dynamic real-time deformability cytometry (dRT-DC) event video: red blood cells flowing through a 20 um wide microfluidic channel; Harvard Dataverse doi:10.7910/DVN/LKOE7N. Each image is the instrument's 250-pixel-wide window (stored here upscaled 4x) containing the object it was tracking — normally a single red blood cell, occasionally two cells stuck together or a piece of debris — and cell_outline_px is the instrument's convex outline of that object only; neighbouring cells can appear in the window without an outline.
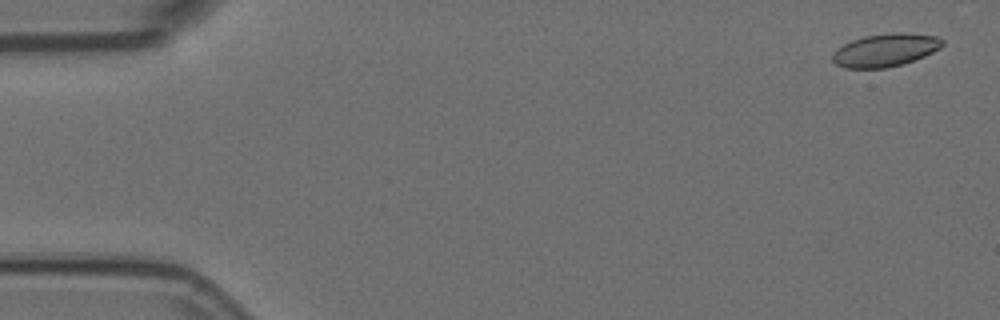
{"species": "Egyptian fruit bat (a non-hibernating species)", "species_latin": "Rousettus aegyptiacus", "temperature_condition": "room temperature", "stored_images_in_passage": 56, "camera_frame_rate_fps": 3000, "um_per_image_px": 0.085, "animal": {"sex": "female"}, "frame": {"image": 1, "passage_image": 2, "time_ms": 0.333, "image_size_px": [1000, 320], "cell_outline_px": [[944, 44], [940, 48], [924, 56], [904, 64], [884, 68], [844, 68], [836, 64], [832, 60], [832, 52], [836, 48], [852, 40], [864, 36], [896, 32], [900, 32], [940, 36], [944, 40]], "centroid_in_image_um": [75.26, 4.25], "position_along_channel_um": 9.7, "area_um2": 21.27}}
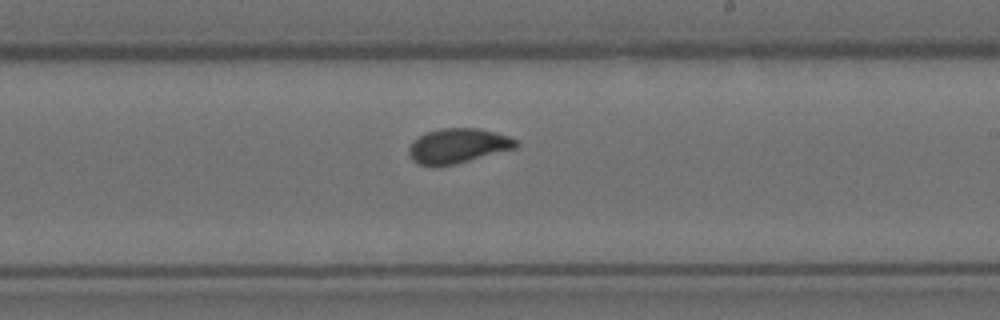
{"frame": {"image": 2, "passage_image": 33, "time_ms": 10.667, "image_size_px": [1000, 320], "cell_outline_px": [[520, 144], [516, 148], [456, 164], [436, 168], [420, 164], [412, 160], [408, 152], [408, 148], [412, 140], [428, 132], [440, 128], [476, 128], [496, 132], [508, 136], [516, 140]], "centroid_in_image_um": [38.9, 12.41], "position_along_channel_um": 250.1, "area_um2": 21.96}}
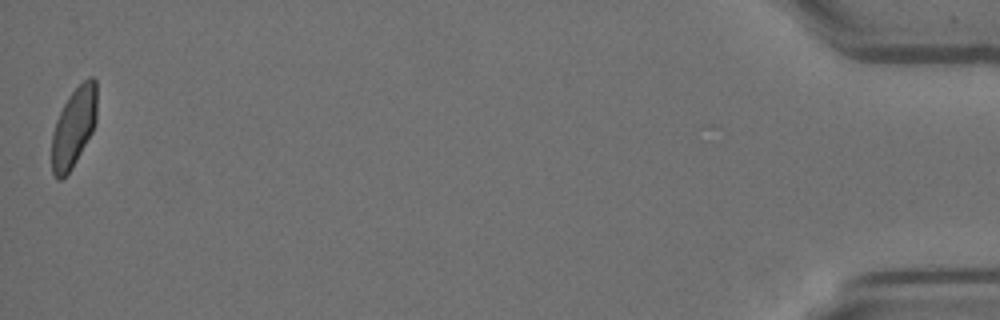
{"frame": {"image": 3, "passage_image": 56, "time_ms": 18.333, "image_size_px": [1000, 320], "cell_outline_px": [[96, 124], [92, 132], [72, 168], [60, 180], [56, 180], [52, 172], [52, 136], [56, 120], [68, 96], [88, 76], [92, 76], [96, 80]], "centroid_in_image_um": [6.27, 10.81], "position_along_channel_um": 428.9, "area_um2": 20.81}, "authors_computed_cell_mechanics": {"area_um2": 21.6172, "velocity_mm_per_s": 3.5907, "shape_relaxation_time_tau1_ms": 8.5405, "shape_relaxation_time_tau2_ms": null, "deformation_change_tau1": 0.1483, "deformation_change_tau2": null}}